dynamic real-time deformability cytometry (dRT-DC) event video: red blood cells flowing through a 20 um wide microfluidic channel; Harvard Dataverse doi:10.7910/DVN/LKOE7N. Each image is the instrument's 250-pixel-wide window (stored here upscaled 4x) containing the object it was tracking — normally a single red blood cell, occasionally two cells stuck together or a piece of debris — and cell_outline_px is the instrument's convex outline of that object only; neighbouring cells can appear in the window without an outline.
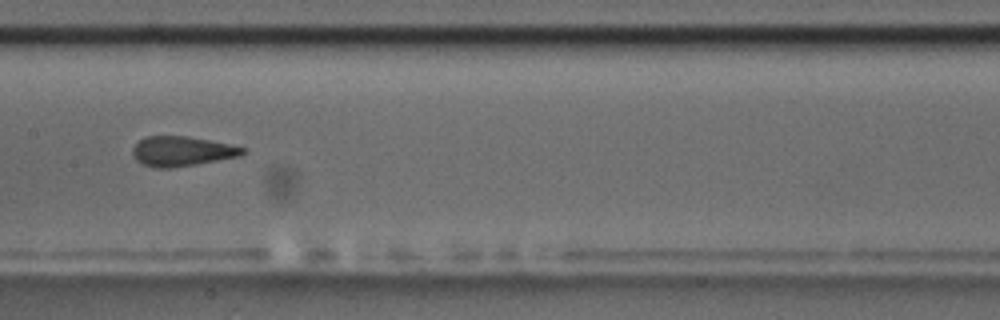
{"species": "common noctule bat (a hibernating species)", "species_latin": "Nyctalus noctula", "temperature_condition": "room temperature", "stored_images_in_passage": 7, "camera_frame_rate_fps": 3000, "um_per_image_px": 0.085, "animal": {"sex": "male", "body_mass_g": 17.5, "forearm_length_mm": 52.3}, "frame": {"image": 1, "passage_image": 4, "time_ms": 3.333, "image_size_px": [1000, 320], "cell_outline_px": [[244, 152], [240, 156], [196, 164], [172, 168], [156, 168], [144, 164], [136, 160], [132, 152], [132, 148], [144, 136], [184, 136], [208, 140], [228, 144], [244, 148]], "centroid_in_image_um": [15.42, 12.86], "position_along_channel_um": 192.0, "area_um2": 18.84}}
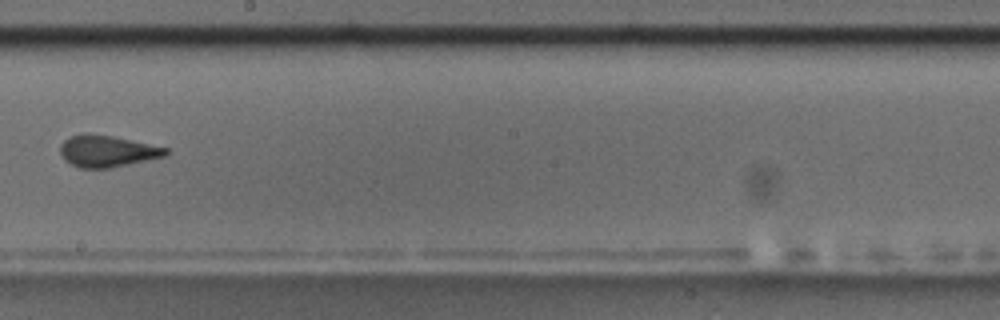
{"frame": {"image": 2, "passage_image": 5, "time_ms": 4.667, "image_size_px": [1000, 320], "cell_outline_px": [[168, 152], [164, 156], [128, 164], [108, 168], [80, 168], [64, 160], [60, 156], [60, 144], [64, 140], [72, 136], [84, 132], [88, 132], [112, 136], [168, 148]], "centroid_in_image_um": [9.05, 12.83], "position_along_channel_um": 239.2, "area_um2": 19.36}}
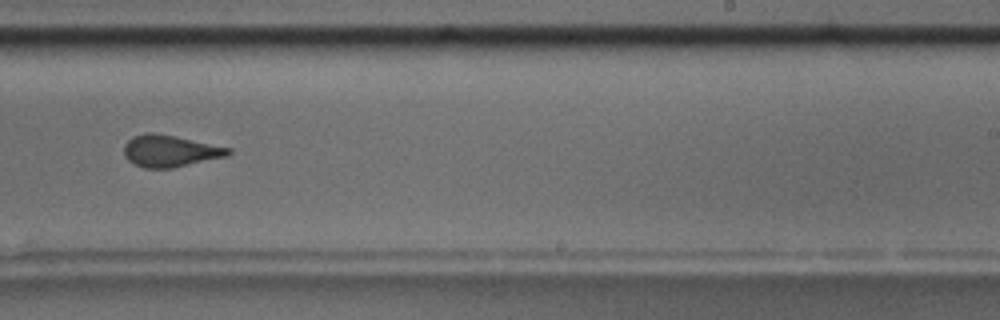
{"frame": {"image": 3, "passage_image": 6, "time_ms": 5.667, "image_size_px": [1000, 320], "cell_outline_px": [[232, 152], [228, 156], [172, 168], [144, 168], [132, 164], [124, 156], [124, 144], [132, 136], [144, 132], [156, 132], [232, 148]], "centroid_in_image_um": [14.43, 12.82], "position_along_channel_um": 274.6, "area_um2": 19.59}}